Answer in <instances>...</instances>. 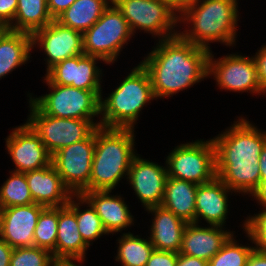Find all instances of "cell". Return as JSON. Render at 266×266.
<instances>
[{"instance_id": "cell-19", "label": "cell", "mask_w": 266, "mask_h": 266, "mask_svg": "<svg viewBox=\"0 0 266 266\" xmlns=\"http://www.w3.org/2000/svg\"><path fill=\"white\" fill-rule=\"evenodd\" d=\"M233 234L224 226L201 227L198 223H188L183 231L179 253L209 261Z\"/></svg>"}, {"instance_id": "cell-42", "label": "cell", "mask_w": 266, "mask_h": 266, "mask_svg": "<svg viewBox=\"0 0 266 266\" xmlns=\"http://www.w3.org/2000/svg\"><path fill=\"white\" fill-rule=\"evenodd\" d=\"M13 248L0 237V266H10Z\"/></svg>"}, {"instance_id": "cell-25", "label": "cell", "mask_w": 266, "mask_h": 266, "mask_svg": "<svg viewBox=\"0 0 266 266\" xmlns=\"http://www.w3.org/2000/svg\"><path fill=\"white\" fill-rule=\"evenodd\" d=\"M198 185L189 181L167 178L162 207L187 223H195V200Z\"/></svg>"}, {"instance_id": "cell-7", "label": "cell", "mask_w": 266, "mask_h": 266, "mask_svg": "<svg viewBox=\"0 0 266 266\" xmlns=\"http://www.w3.org/2000/svg\"><path fill=\"white\" fill-rule=\"evenodd\" d=\"M133 34L122 12L111 2L100 19L83 33V52L99 57L106 64L117 60L123 46Z\"/></svg>"}, {"instance_id": "cell-13", "label": "cell", "mask_w": 266, "mask_h": 266, "mask_svg": "<svg viewBox=\"0 0 266 266\" xmlns=\"http://www.w3.org/2000/svg\"><path fill=\"white\" fill-rule=\"evenodd\" d=\"M99 57L86 54L67 58L56 63L45 74L53 83L58 85L72 86L78 89L94 91L99 97L102 96V70L96 66Z\"/></svg>"}, {"instance_id": "cell-20", "label": "cell", "mask_w": 266, "mask_h": 266, "mask_svg": "<svg viewBox=\"0 0 266 266\" xmlns=\"http://www.w3.org/2000/svg\"><path fill=\"white\" fill-rule=\"evenodd\" d=\"M229 192L234 191L217 176L210 182L199 184L196 190L195 223L199 224L203 219L208 225L225 226L229 212Z\"/></svg>"}, {"instance_id": "cell-34", "label": "cell", "mask_w": 266, "mask_h": 266, "mask_svg": "<svg viewBox=\"0 0 266 266\" xmlns=\"http://www.w3.org/2000/svg\"><path fill=\"white\" fill-rule=\"evenodd\" d=\"M262 209V212L246 217L242 228L256 248L266 250V208Z\"/></svg>"}, {"instance_id": "cell-37", "label": "cell", "mask_w": 266, "mask_h": 266, "mask_svg": "<svg viewBox=\"0 0 266 266\" xmlns=\"http://www.w3.org/2000/svg\"><path fill=\"white\" fill-rule=\"evenodd\" d=\"M18 0H0V26L7 28L16 14Z\"/></svg>"}, {"instance_id": "cell-1", "label": "cell", "mask_w": 266, "mask_h": 266, "mask_svg": "<svg viewBox=\"0 0 266 266\" xmlns=\"http://www.w3.org/2000/svg\"><path fill=\"white\" fill-rule=\"evenodd\" d=\"M238 119L212 138L216 176L234 193L250 195L260 183L258 161L266 144V131L259 130L243 117Z\"/></svg>"}, {"instance_id": "cell-9", "label": "cell", "mask_w": 266, "mask_h": 266, "mask_svg": "<svg viewBox=\"0 0 266 266\" xmlns=\"http://www.w3.org/2000/svg\"><path fill=\"white\" fill-rule=\"evenodd\" d=\"M165 162L171 178L199 185L216 177L215 147L211 138L177 145Z\"/></svg>"}, {"instance_id": "cell-14", "label": "cell", "mask_w": 266, "mask_h": 266, "mask_svg": "<svg viewBox=\"0 0 266 266\" xmlns=\"http://www.w3.org/2000/svg\"><path fill=\"white\" fill-rule=\"evenodd\" d=\"M32 49L44 50L46 72L56 63L83 54V34L53 20L32 35Z\"/></svg>"}, {"instance_id": "cell-18", "label": "cell", "mask_w": 266, "mask_h": 266, "mask_svg": "<svg viewBox=\"0 0 266 266\" xmlns=\"http://www.w3.org/2000/svg\"><path fill=\"white\" fill-rule=\"evenodd\" d=\"M25 176L34 203L45 208L65 206L73 196L52 163Z\"/></svg>"}, {"instance_id": "cell-43", "label": "cell", "mask_w": 266, "mask_h": 266, "mask_svg": "<svg viewBox=\"0 0 266 266\" xmlns=\"http://www.w3.org/2000/svg\"><path fill=\"white\" fill-rule=\"evenodd\" d=\"M166 1L180 15L187 7L196 4L199 0H166Z\"/></svg>"}, {"instance_id": "cell-39", "label": "cell", "mask_w": 266, "mask_h": 266, "mask_svg": "<svg viewBox=\"0 0 266 266\" xmlns=\"http://www.w3.org/2000/svg\"><path fill=\"white\" fill-rule=\"evenodd\" d=\"M75 0H47L51 17L55 20L62 12L68 9Z\"/></svg>"}, {"instance_id": "cell-23", "label": "cell", "mask_w": 266, "mask_h": 266, "mask_svg": "<svg viewBox=\"0 0 266 266\" xmlns=\"http://www.w3.org/2000/svg\"><path fill=\"white\" fill-rule=\"evenodd\" d=\"M146 211L154 216L149 237L154 248L179 253L183 231L188 223L162 206H153Z\"/></svg>"}, {"instance_id": "cell-33", "label": "cell", "mask_w": 266, "mask_h": 266, "mask_svg": "<svg viewBox=\"0 0 266 266\" xmlns=\"http://www.w3.org/2000/svg\"><path fill=\"white\" fill-rule=\"evenodd\" d=\"M53 254L35 246L13 248L10 266H55Z\"/></svg>"}, {"instance_id": "cell-27", "label": "cell", "mask_w": 266, "mask_h": 266, "mask_svg": "<svg viewBox=\"0 0 266 266\" xmlns=\"http://www.w3.org/2000/svg\"><path fill=\"white\" fill-rule=\"evenodd\" d=\"M53 20L47 0H18L14 21L7 28L32 35Z\"/></svg>"}, {"instance_id": "cell-11", "label": "cell", "mask_w": 266, "mask_h": 266, "mask_svg": "<svg viewBox=\"0 0 266 266\" xmlns=\"http://www.w3.org/2000/svg\"><path fill=\"white\" fill-rule=\"evenodd\" d=\"M95 150V130L84 140L59 149L52 164L73 195L90 191V177Z\"/></svg>"}, {"instance_id": "cell-15", "label": "cell", "mask_w": 266, "mask_h": 266, "mask_svg": "<svg viewBox=\"0 0 266 266\" xmlns=\"http://www.w3.org/2000/svg\"><path fill=\"white\" fill-rule=\"evenodd\" d=\"M12 130L5 139V146L15 165L13 171L26 173L52 163V155L41 138L26 123Z\"/></svg>"}, {"instance_id": "cell-41", "label": "cell", "mask_w": 266, "mask_h": 266, "mask_svg": "<svg viewBox=\"0 0 266 266\" xmlns=\"http://www.w3.org/2000/svg\"><path fill=\"white\" fill-rule=\"evenodd\" d=\"M176 266H208V261L178 253Z\"/></svg>"}, {"instance_id": "cell-24", "label": "cell", "mask_w": 266, "mask_h": 266, "mask_svg": "<svg viewBox=\"0 0 266 266\" xmlns=\"http://www.w3.org/2000/svg\"><path fill=\"white\" fill-rule=\"evenodd\" d=\"M32 52V36L4 28L0 32V79L25 65Z\"/></svg>"}, {"instance_id": "cell-22", "label": "cell", "mask_w": 266, "mask_h": 266, "mask_svg": "<svg viewBox=\"0 0 266 266\" xmlns=\"http://www.w3.org/2000/svg\"><path fill=\"white\" fill-rule=\"evenodd\" d=\"M109 191L83 192L82 197L92 205L101 219L107 234L122 232L134 225V216L121 195H111Z\"/></svg>"}, {"instance_id": "cell-35", "label": "cell", "mask_w": 266, "mask_h": 266, "mask_svg": "<svg viewBox=\"0 0 266 266\" xmlns=\"http://www.w3.org/2000/svg\"><path fill=\"white\" fill-rule=\"evenodd\" d=\"M258 162L260 167V183L250 195L258 201L257 203L260 207L266 208V144L261 151Z\"/></svg>"}, {"instance_id": "cell-2", "label": "cell", "mask_w": 266, "mask_h": 266, "mask_svg": "<svg viewBox=\"0 0 266 266\" xmlns=\"http://www.w3.org/2000/svg\"><path fill=\"white\" fill-rule=\"evenodd\" d=\"M209 53L179 34L159 40L140 62L150 75L155 99L171 97L208 78Z\"/></svg>"}, {"instance_id": "cell-8", "label": "cell", "mask_w": 266, "mask_h": 266, "mask_svg": "<svg viewBox=\"0 0 266 266\" xmlns=\"http://www.w3.org/2000/svg\"><path fill=\"white\" fill-rule=\"evenodd\" d=\"M127 20L134 35L136 30H144L158 37L169 39L178 35L175 30L179 23L178 13L166 0H112Z\"/></svg>"}, {"instance_id": "cell-26", "label": "cell", "mask_w": 266, "mask_h": 266, "mask_svg": "<svg viewBox=\"0 0 266 266\" xmlns=\"http://www.w3.org/2000/svg\"><path fill=\"white\" fill-rule=\"evenodd\" d=\"M111 2L112 0H75L55 20L83 34L100 19Z\"/></svg>"}, {"instance_id": "cell-5", "label": "cell", "mask_w": 266, "mask_h": 266, "mask_svg": "<svg viewBox=\"0 0 266 266\" xmlns=\"http://www.w3.org/2000/svg\"><path fill=\"white\" fill-rule=\"evenodd\" d=\"M100 97V126L131 128L140 112L155 99L148 71L139 63L108 97Z\"/></svg>"}, {"instance_id": "cell-29", "label": "cell", "mask_w": 266, "mask_h": 266, "mask_svg": "<svg viewBox=\"0 0 266 266\" xmlns=\"http://www.w3.org/2000/svg\"><path fill=\"white\" fill-rule=\"evenodd\" d=\"M33 203L25 173L10 171L9 178L0 187V209Z\"/></svg>"}, {"instance_id": "cell-3", "label": "cell", "mask_w": 266, "mask_h": 266, "mask_svg": "<svg viewBox=\"0 0 266 266\" xmlns=\"http://www.w3.org/2000/svg\"><path fill=\"white\" fill-rule=\"evenodd\" d=\"M237 1L199 0L179 15L180 24L184 23L186 27L191 25L178 34L184 40L209 51V42H220L227 47L236 45V27L239 21Z\"/></svg>"}, {"instance_id": "cell-12", "label": "cell", "mask_w": 266, "mask_h": 266, "mask_svg": "<svg viewBox=\"0 0 266 266\" xmlns=\"http://www.w3.org/2000/svg\"><path fill=\"white\" fill-rule=\"evenodd\" d=\"M218 59V60H217ZM215 59L212 51L208 57V77H214L220 89L230 92L263 94L258 81L256 63L253 56L229 54Z\"/></svg>"}, {"instance_id": "cell-30", "label": "cell", "mask_w": 266, "mask_h": 266, "mask_svg": "<svg viewBox=\"0 0 266 266\" xmlns=\"http://www.w3.org/2000/svg\"><path fill=\"white\" fill-rule=\"evenodd\" d=\"M84 204H87L88 206H86V209L81 210V206ZM75 215L79 232L81 233L84 242L89 247L93 244V240H98L103 234L108 235L96 210L82 197V195H76Z\"/></svg>"}, {"instance_id": "cell-44", "label": "cell", "mask_w": 266, "mask_h": 266, "mask_svg": "<svg viewBox=\"0 0 266 266\" xmlns=\"http://www.w3.org/2000/svg\"><path fill=\"white\" fill-rule=\"evenodd\" d=\"M85 260H62L56 261V266H82L80 263H83ZM76 262L79 263L76 265Z\"/></svg>"}, {"instance_id": "cell-36", "label": "cell", "mask_w": 266, "mask_h": 266, "mask_svg": "<svg viewBox=\"0 0 266 266\" xmlns=\"http://www.w3.org/2000/svg\"><path fill=\"white\" fill-rule=\"evenodd\" d=\"M177 260L178 253L154 249L146 266H176Z\"/></svg>"}, {"instance_id": "cell-6", "label": "cell", "mask_w": 266, "mask_h": 266, "mask_svg": "<svg viewBox=\"0 0 266 266\" xmlns=\"http://www.w3.org/2000/svg\"><path fill=\"white\" fill-rule=\"evenodd\" d=\"M50 92L48 94L29 99L46 115L56 118H73L90 120L100 115V97L94 91L78 89L72 86L53 84L46 76L43 77Z\"/></svg>"}, {"instance_id": "cell-10", "label": "cell", "mask_w": 266, "mask_h": 266, "mask_svg": "<svg viewBox=\"0 0 266 266\" xmlns=\"http://www.w3.org/2000/svg\"><path fill=\"white\" fill-rule=\"evenodd\" d=\"M26 124L53 155L59 149L86 139L97 127L87 119L56 118L44 114L30 99Z\"/></svg>"}, {"instance_id": "cell-16", "label": "cell", "mask_w": 266, "mask_h": 266, "mask_svg": "<svg viewBox=\"0 0 266 266\" xmlns=\"http://www.w3.org/2000/svg\"><path fill=\"white\" fill-rule=\"evenodd\" d=\"M168 178L167 165L161 166L141 158H133L128 173V182L144 209L160 206Z\"/></svg>"}, {"instance_id": "cell-28", "label": "cell", "mask_w": 266, "mask_h": 266, "mask_svg": "<svg viewBox=\"0 0 266 266\" xmlns=\"http://www.w3.org/2000/svg\"><path fill=\"white\" fill-rule=\"evenodd\" d=\"M121 236L117 239L119 247L115 261L120 262L121 266H146L155 249L149 236L144 239L131 232H124Z\"/></svg>"}, {"instance_id": "cell-21", "label": "cell", "mask_w": 266, "mask_h": 266, "mask_svg": "<svg viewBox=\"0 0 266 266\" xmlns=\"http://www.w3.org/2000/svg\"><path fill=\"white\" fill-rule=\"evenodd\" d=\"M75 198L76 195H73L67 205L58 207L56 261L86 260L89 246L84 242L78 229Z\"/></svg>"}, {"instance_id": "cell-38", "label": "cell", "mask_w": 266, "mask_h": 266, "mask_svg": "<svg viewBox=\"0 0 266 266\" xmlns=\"http://www.w3.org/2000/svg\"><path fill=\"white\" fill-rule=\"evenodd\" d=\"M257 51L253 58L256 63L260 88L266 94V45L264 44Z\"/></svg>"}, {"instance_id": "cell-17", "label": "cell", "mask_w": 266, "mask_h": 266, "mask_svg": "<svg viewBox=\"0 0 266 266\" xmlns=\"http://www.w3.org/2000/svg\"><path fill=\"white\" fill-rule=\"evenodd\" d=\"M44 208L33 203L0 209V237L12 248L34 246V230Z\"/></svg>"}, {"instance_id": "cell-32", "label": "cell", "mask_w": 266, "mask_h": 266, "mask_svg": "<svg viewBox=\"0 0 266 266\" xmlns=\"http://www.w3.org/2000/svg\"><path fill=\"white\" fill-rule=\"evenodd\" d=\"M234 234L208 261V266H246L248 257L255 246H245L234 239Z\"/></svg>"}, {"instance_id": "cell-40", "label": "cell", "mask_w": 266, "mask_h": 266, "mask_svg": "<svg viewBox=\"0 0 266 266\" xmlns=\"http://www.w3.org/2000/svg\"><path fill=\"white\" fill-rule=\"evenodd\" d=\"M246 266H266V250L255 247L248 257Z\"/></svg>"}, {"instance_id": "cell-31", "label": "cell", "mask_w": 266, "mask_h": 266, "mask_svg": "<svg viewBox=\"0 0 266 266\" xmlns=\"http://www.w3.org/2000/svg\"><path fill=\"white\" fill-rule=\"evenodd\" d=\"M58 226V207L44 208L34 230V246L46 249L56 260V238Z\"/></svg>"}, {"instance_id": "cell-4", "label": "cell", "mask_w": 266, "mask_h": 266, "mask_svg": "<svg viewBox=\"0 0 266 266\" xmlns=\"http://www.w3.org/2000/svg\"><path fill=\"white\" fill-rule=\"evenodd\" d=\"M134 132L131 128L95 129L90 191H112L122 178H128L131 162L137 155Z\"/></svg>"}]
</instances>
